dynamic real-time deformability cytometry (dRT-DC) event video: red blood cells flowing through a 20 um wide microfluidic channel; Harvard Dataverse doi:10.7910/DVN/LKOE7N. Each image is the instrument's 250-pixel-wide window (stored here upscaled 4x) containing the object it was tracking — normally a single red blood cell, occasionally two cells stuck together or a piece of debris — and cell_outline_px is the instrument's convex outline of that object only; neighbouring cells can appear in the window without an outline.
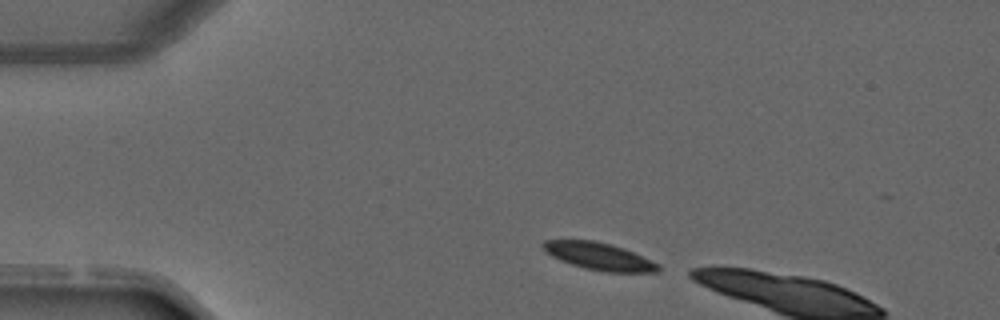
{"species": "common noctule bat (a hibernating species)", "species_latin": "Nyctalus noctula", "temperature_condition": "warm", "stored_images_in_passage": 2, "camera_frame_rate_fps": 3000, "um_per_image_px": 0.085, "animal": {"sex": "male", "forearm_length_mm": 52.5}, "frame": {"image": 1, "passage_image": 1, "time_ms": 0.0, "image_size_px": [1000, 320], "cell_outline_px": [[660, 268], [656, 272], [604, 272], [584, 268], [560, 260], [544, 252], [540, 244], [544, 240], [596, 240], [612, 244], [624, 248], [660, 264]], "centroid_in_image_um": [50.89, 21.77], "position_along_channel_um": 34.1, "area_um2": 18.5}}